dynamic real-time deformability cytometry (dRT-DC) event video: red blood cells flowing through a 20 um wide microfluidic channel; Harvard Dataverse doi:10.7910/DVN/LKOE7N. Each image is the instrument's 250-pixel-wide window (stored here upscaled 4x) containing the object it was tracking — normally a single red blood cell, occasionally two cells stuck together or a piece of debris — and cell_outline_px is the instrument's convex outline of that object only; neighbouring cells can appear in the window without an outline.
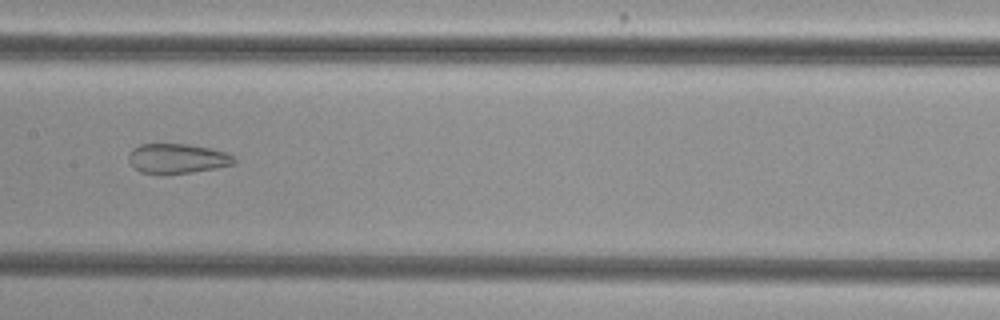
{"species": "common noctule bat (a hibernating species)", "species_latin": "Nyctalus noctula", "temperature_condition": "cold", "stored_images_in_passage": 42, "camera_frame_rate_fps": 3000, "um_per_image_px": 0.085, "animal": {"sex": "female", "body_mass_g": 29.2, "forearm_length_mm": 56.3}, "frame": {"image": 1, "passage_image": 18, "time_ms": 5.667, "image_size_px": [1000, 320], "cell_outline_px": [[236, 160], [232, 164], [216, 168], [192, 172], [140, 172], [128, 160], [128, 156], [132, 148], [140, 144], [188, 144], [212, 148], [224, 152], [232, 156]], "centroid_in_image_um": [15.07, 13.44], "position_along_channel_um": 192.3, "area_um2": 17.8}}
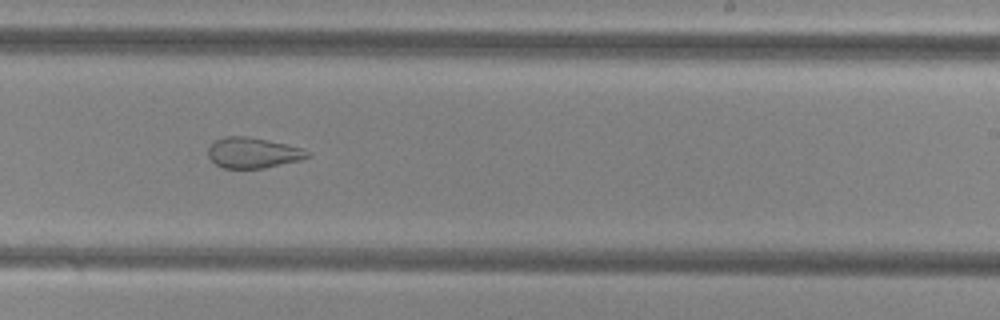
{"frame": {"image": 2, "passage_image": 24, "time_ms": 7.667, "image_size_px": [1000, 320], "cell_outline_px": [[312, 156], [300, 160], [264, 168], [224, 168], [216, 164], [208, 156], [208, 148], [216, 140], [224, 136], [248, 136], [268, 140], [300, 148], [312, 152]], "centroid_in_image_um": [21.52, 12.98], "position_along_channel_um": 267.5, "area_um2": 17.63}}
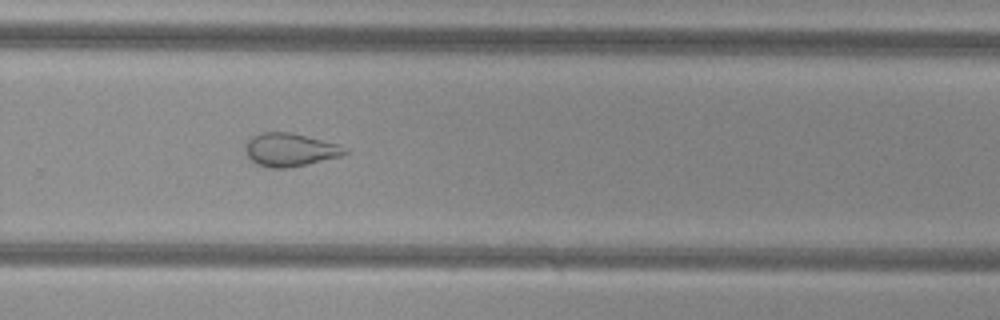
{"frame": {"image": 3, "passage_image": 27, "time_ms": 8.667, "image_size_px": [1000, 320], "cell_outline_px": [[348, 152], [344, 156], [288, 168], [268, 168], [256, 164], [244, 152], [244, 148], [248, 140], [252, 136], [260, 132], [292, 132], [340, 144], [348, 148]], "centroid_in_image_um": [24.68, 12.73], "position_along_channel_um": 305.1, "area_um2": 19.65}, "authors_computed_cell_mechanics": {"area_um2": 22.6287, "velocity_mm_per_s": 3.7661, "shape_relaxation_time_tau1_ms": null, "shape_relaxation_time_tau2_ms": 2.4183, "deformation_change_tau1": null, "deformation_change_tau2": 0.1019}}